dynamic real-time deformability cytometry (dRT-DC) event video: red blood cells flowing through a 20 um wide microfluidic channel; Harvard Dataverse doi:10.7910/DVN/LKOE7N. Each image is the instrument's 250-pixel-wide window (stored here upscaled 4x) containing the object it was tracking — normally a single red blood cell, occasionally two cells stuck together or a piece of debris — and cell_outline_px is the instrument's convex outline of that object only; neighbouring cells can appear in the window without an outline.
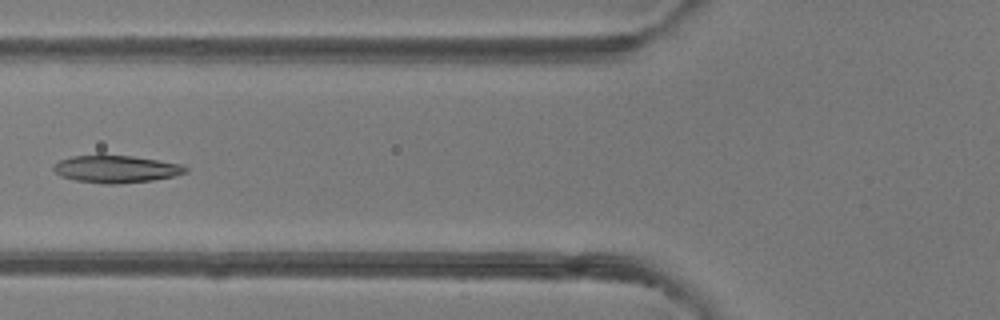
{"species": "common noctule bat (a hibernating species)", "species_latin": "Nyctalus noctula", "temperature_condition": "room temperature", "stored_images_in_passage": 7, "camera_frame_rate_fps": 3000, "um_per_image_px": 0.085, "animal": {"sex": "female"}, "frame": {"image": 1, "passage_image": 6, "time_ms": 6.0, "image_size_px": [1000, 320], "cell_outline_px": [[188, 172], [172, 176], [152, 180], [116, 184], [104, 184], [76, 180], [60, 176], [52, 168], [60, 160], [72, 156], [132, 156], [180, 164], [188, 168]], "centroid_in_image_um": [9.87, 14.38], "position_along_channel_um": 115.9, "area_um2": 20.58}}
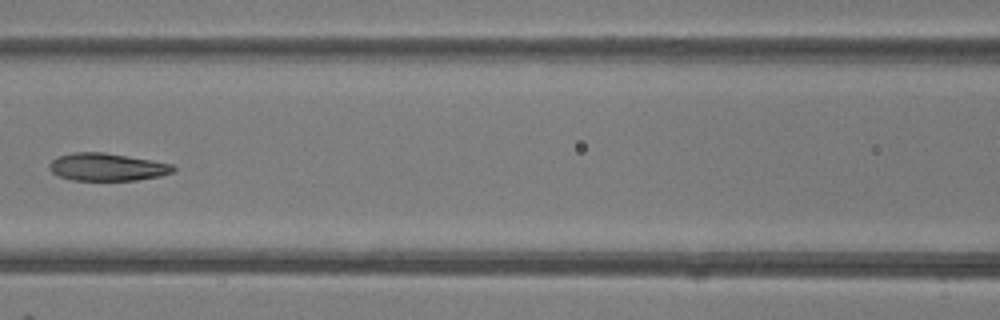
{"frame": {"image": 2, "passage_image": 7, "time_ms": 7.0, "image_size_px": [1000, 320], "cell_outline_px": [[176, 168], [172, 172], [160, 176], [136, 180], [72, 180], [60, 176], [52, 172], [48, 168], [48, 164], [52, 160], [60, 156], [72, 152], [104, 152], [172, 164]], "centroid_in_image_um": [9.07, 14.19], "position_along_channel_um": 157.5, "area_um2": 19.77}}